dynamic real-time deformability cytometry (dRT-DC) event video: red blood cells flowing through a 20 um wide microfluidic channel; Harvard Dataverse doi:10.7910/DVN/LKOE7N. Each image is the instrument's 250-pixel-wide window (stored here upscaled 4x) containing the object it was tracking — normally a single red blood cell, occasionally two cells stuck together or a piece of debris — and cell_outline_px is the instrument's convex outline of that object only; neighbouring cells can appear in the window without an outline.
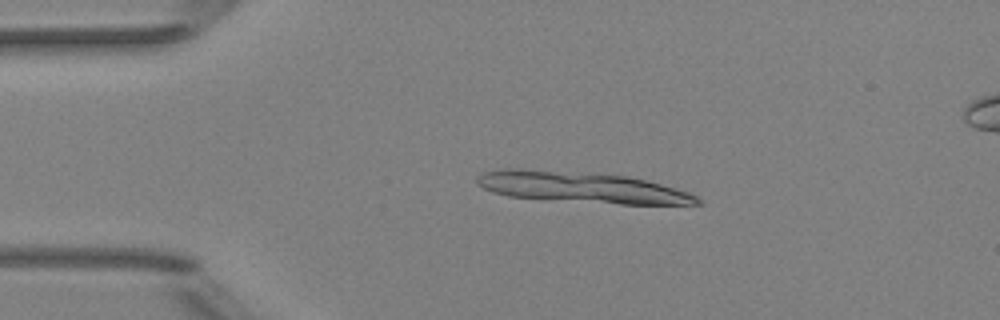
{"species": "Egyptian fruit bat (a non-hibernating species)", "species_latin": "Rousettus aegyptiacus", "temperature_condition": "room temperature", "stored_images_in_passage": 12, "camera_frame_rate_fps": 3000, "um_per_image_px": 0.085, "animal": {"sex": "female"}, "frame": {"image": 1, "passage_image": 9, "time_ms": 2.667, "image_size_px": [1000, 320], "cell_outline_px": [[704, 204], [620, 204], [508, 196], [492, 192], [476, 184], [476, 176], [484, 172], [508, 168], [520, 168], [628, 176], [676, 188], [688, 192], [696, 196]], "centroid_in_image_um": [49.42, 15.92], "position_along_channel_um": 35.6, "area_um2": 39.13}}